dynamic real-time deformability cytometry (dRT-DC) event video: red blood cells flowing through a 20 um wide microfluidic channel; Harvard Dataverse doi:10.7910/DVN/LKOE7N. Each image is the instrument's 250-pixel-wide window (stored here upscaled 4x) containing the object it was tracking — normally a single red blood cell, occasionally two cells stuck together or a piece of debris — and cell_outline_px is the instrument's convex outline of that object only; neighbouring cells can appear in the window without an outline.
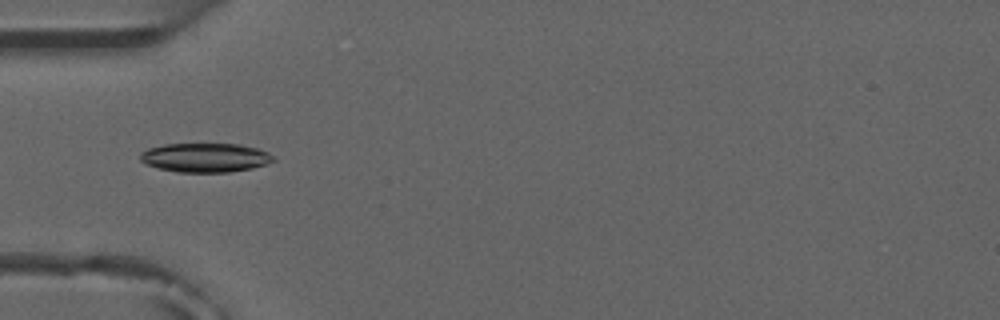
{"species": "common noctule bat (a hibernating species)", "species_latin": "Nyctalus noctula", "temperature_condition": "room temperature", "stored_images_in_passage": 7, "camera_frame_rate_fps": 3000, "um_per_image_px": 0.085, "animal": {"sex": "male", "forearm_length_mm": 52.5}, "frame": {"image": 1, "passage_image": 4, "time_ms": 3.667, "image_size_px": [1000, 320], "cell_outline_px": [[276, 160], [252, 168], [228, 172], [176, 172], [144, 164], [140, 160], [140, 152], [148, 148], [164, 144], [240, 144], [256, 148], [268, 152]], "centroid_in_image_um": [17.41, 13.39], "position_along_channel_um": 67.6, "area_um2": 22.54}}
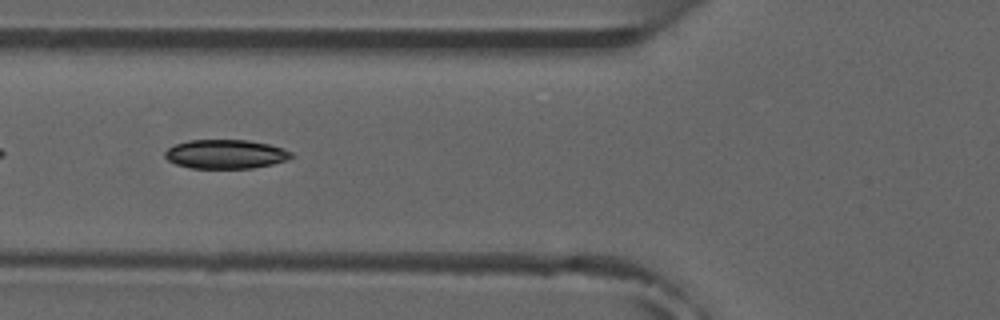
{"frame": {"image": 2, "passage_image": 5, "time_ms": 4.667, "image_size_px": [1000, 320], "cell_outline_px": [[296, 156], [288, 160], [272, 164], [252, 168], [188, 168], [176, 164], [168, 160], [164, 156], [164, 152], [168, 148], [176, 144], [188, 140], [248, 140], [268, 144], [284, 148], [292, 152]], "centroid_in_image_um": [19.2, 13.1], "position_along_channel_um": 106.6, "area_um2": 21.56}}
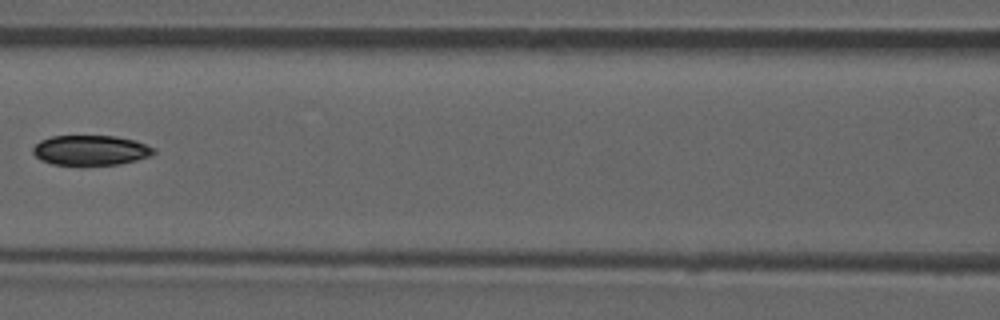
{"frame": {"image": 3, "passage_image": 6, "time_ms": 6.0, "image_size_px": [1000, 320], "cell_outline_px": [[156, 152], [148, 156], [136, 160], [120, 164], [52, 164], [40, 160], [32, 152], [32, 148], [40, 140], [52, 136], [116, 136], [136, 140], [156, 148]], "centroid_in_image_um": [7.71, 12.75], "position_along_channel_um": 158.9, "area_um2": 21.04}}